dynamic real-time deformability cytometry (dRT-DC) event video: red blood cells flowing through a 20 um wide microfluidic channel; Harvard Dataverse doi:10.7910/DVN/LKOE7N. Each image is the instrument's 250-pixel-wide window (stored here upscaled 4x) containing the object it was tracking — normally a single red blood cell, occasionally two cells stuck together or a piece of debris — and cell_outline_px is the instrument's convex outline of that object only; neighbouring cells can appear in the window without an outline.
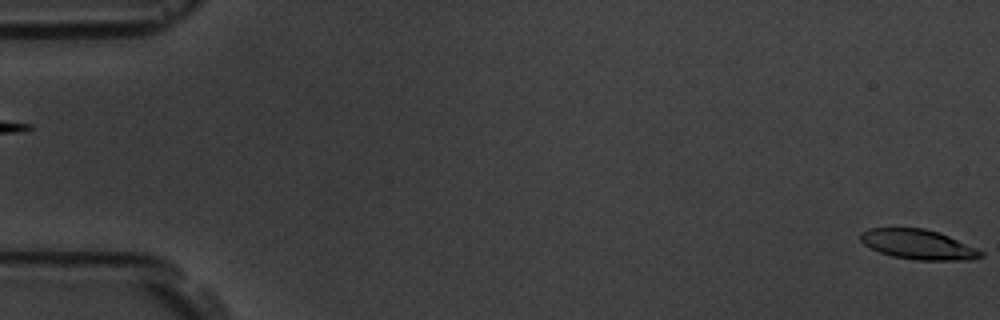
{"species": "common noctule bat (a hibernating species)", "species_latin": "Nyctalus noctula", "temperature_condition": "room temperature", "stored_images_in_passage": 5, "segment_of_instrument_passage": [2, 2], "camera_frame_rate_fps": 3000, "um_per_image_px": 0.085, "animal": {"sex": "male", "body_mass_g": 19.5, "forearm_length_mm": 54.6}, "frame": {"image": 1, "passage_image": 5, "time_ms": 1.333, "image_size_px": [1000, 320], "cell_outline_px": [[984, 256], [972, 260], [916, 260], [892, 256], [880, 252], [864, 244], [860, 240], [860, 232], [868, 228], [924, 228], [948, 236], [984, 252]], "centroid_in_image_um": [78.03, 20.78], "position_along_channel_um": 7.0, "area_um2": 20.75}}